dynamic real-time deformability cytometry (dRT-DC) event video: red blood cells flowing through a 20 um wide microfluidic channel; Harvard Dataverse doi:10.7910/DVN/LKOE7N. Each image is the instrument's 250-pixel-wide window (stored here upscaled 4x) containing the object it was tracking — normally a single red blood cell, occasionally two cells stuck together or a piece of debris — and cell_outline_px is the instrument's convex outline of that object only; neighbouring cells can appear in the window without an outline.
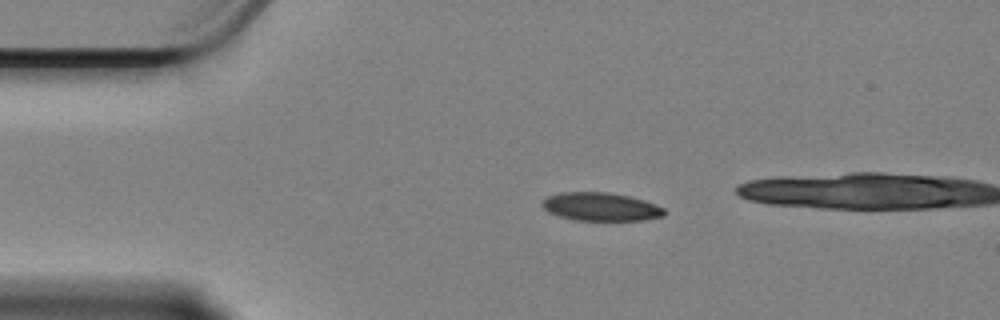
{"species": "Egyptian fruit bat (a non-hibernating species)", "species_latin": "Rousettus aegyptiacus", "temperature_condition": "cold", "stored_images_in_passage": 24, "camera_frame_rate_fps": 3000, "um_per_image_px": 0.085, "animal": {"sex": "female"}, "frame": {"image": 1, "passage_image": 8, "time_ms": 2.333, "image_size_px": [1000, 320], "cell_outline_px": [[664, 216], [644, 220], [576, 220], [560, 216], [548, 212], [540, 204], [548, 196], [560, 192], [608, 192], [628, 196], [644, 200], [656, 204], [664, 208]], "centroid_in_image_um": [51.07, 17.57], "position_along_channel_um": 33.9, "area_um2": 20.06}}
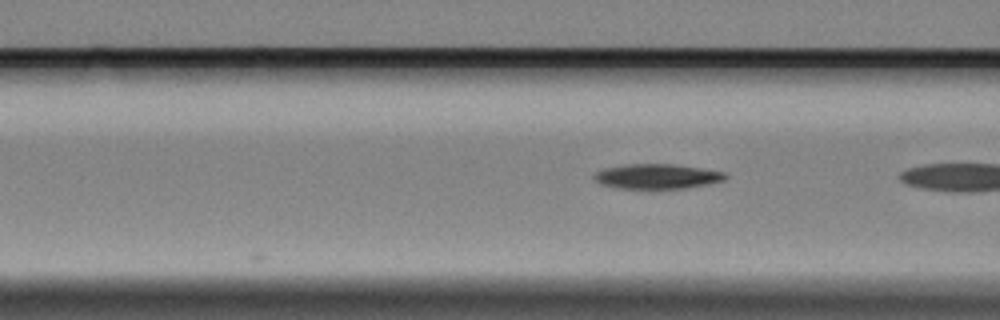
{"frame": {"image": 2, "passage_image": 24, "time_ms": 7.667, "image_size_px": [1000, 320], "cell_outline_px": [[728, 176], [724, 180], [708, 184], [688, 188], [652, 192], [616, 188], [600, 184], [592, 176], [596, 172], [604, 168], [628, 164], [672, 164], [700, 168], [724, 172]], "centroid_in_image_um": [55.82, 15.05], "position_along_channel_um": 110.8, "area_um2": 19.94}}